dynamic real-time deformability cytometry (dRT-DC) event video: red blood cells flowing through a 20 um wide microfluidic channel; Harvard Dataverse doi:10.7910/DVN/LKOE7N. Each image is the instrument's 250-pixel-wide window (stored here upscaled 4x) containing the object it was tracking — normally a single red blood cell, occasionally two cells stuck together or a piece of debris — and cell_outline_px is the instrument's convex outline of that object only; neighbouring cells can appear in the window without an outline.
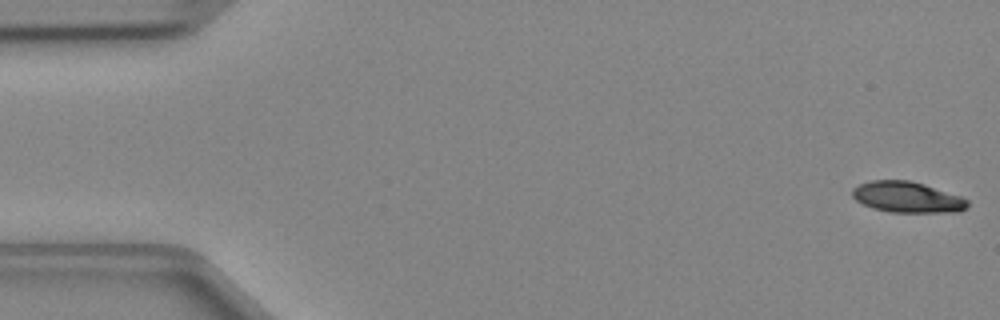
{"species": "Egyptian fruit bat (a non-hibernating species)", "species_latin": "Rousettus aegyptiacus", "temperature_condition": "cold", "stored_images_in_passage": 47, "camera_frame_rate_fps": 3000, "um_per_image_px": 0.085, "animal": {"sex": "female"}, "frame": {"image": 1, "passage_image": 1, "time_ms": 0.0, "image_size_px": [1000, 320], "cell_outline_px": [[968, 204], [960, 212], [892, 212], [872, 208], [856, 200], [852, 196], [852, 188], [860, 184], [872, 180], [908, 180], [924, 184], [960, 196], [968, 200]], "centroid_in_image_um": [77.1, 16.75], "position_along_channel_um": 7.9, "area_um2": 20.58}}
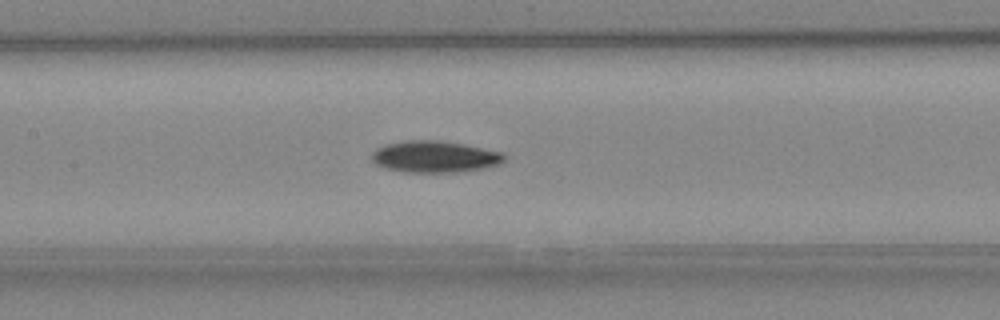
{"frame": {"image": 2, "passage_image": 22, "time_ms": 7.0, "image_size_px": [1000, 320], "cell_outline_px": [[508, 156], [500, 164], [484, 168], [456, 172], [404, 172], [384, 168], [376, 164], [372, 160], [372, 152], [376, 148], [384, 144], [404, 140], [440, 140], [464, 144], [504, 152]], "centroid_in_image_um": [36.96, 13.31], "position_along_channel_um": 170.4, "area_um2": 24.74}}
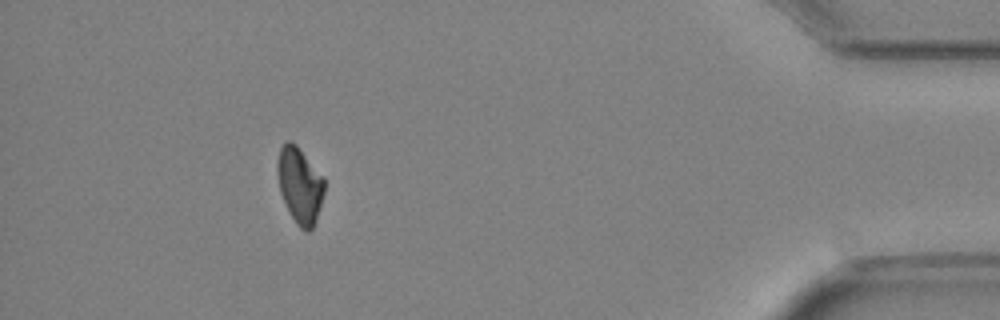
{"frame": {"image": 3, "passage_image": 43, "time_ms": 14.0, "image_size_px": [1000, 320], "cell_outline_px": [[324, 192], [316, 220], [312, 228], [308, 232], [304, 232], [296, 224], [280, 192], [276, 172], [276, 164], [280, 148], [288, 140], [292, 140], [296, 144], [324, 176]], "centroid_in_image_um": [25.48, 15.72], "position_along_channel_um": 409.7, "area_um2": 20.87}}